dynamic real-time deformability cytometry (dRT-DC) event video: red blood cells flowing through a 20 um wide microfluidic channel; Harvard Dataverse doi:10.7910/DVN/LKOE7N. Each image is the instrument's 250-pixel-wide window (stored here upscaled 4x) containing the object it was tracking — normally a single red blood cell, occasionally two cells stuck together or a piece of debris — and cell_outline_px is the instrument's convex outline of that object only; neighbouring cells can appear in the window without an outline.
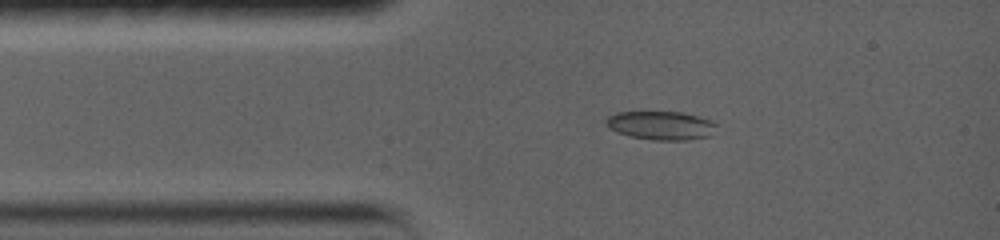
{"species": "common noctule bat (a hibernating species)", "species_latin": "Nyctalus noctula", "temperature_condition": "warm", "stored_images_in_passage": 47, "camera_frame_rate_fps": 5000, "um_per_image_px": 0.085, "animal": {"sex": "female", "body_mass_g": 19.0, "forearm_length_mm": 56.7}, "frame": {"image": 1, "passage_image": 6, "time_ms": 2.0, "image_size_px": [1000, 240], "cell_outline_px": [[716, 124], [712, 136], [688, 140], [652, 140], [628, 136], [616, 132], [608, 128], [604, 124], [604, 120], [608, 116], [616, 112], [684, 112], [712, 120]], "centroid_in_image_um": [56.16, 10.67], "position_along_channel_um": 28.8, "area_um2": 18.79}}
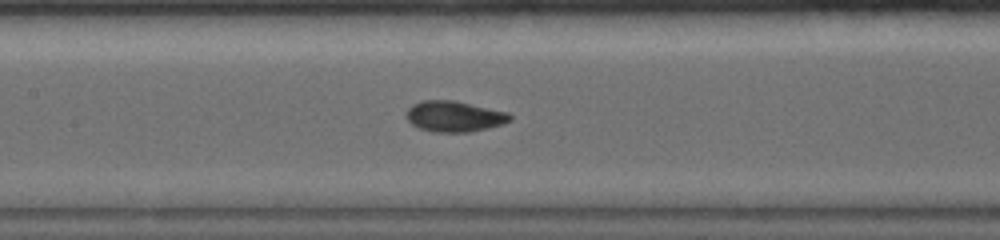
{"frame": {"image": 2, "passage_image": 21, "time_ms": 6.2, "image_size_px": [1000, 240], "cell_outline_px": [[512, 120], [504, 124], [488, 128], [468, 132], [432, 132], [420, 128], [412, 124], [404, 116], [408, 108], [412, 104], [420, 100], [456, 100], [508, 112], [512, 116]], "centroid_in_image_um": [38.61, 9.88], "position_along_channel_um": 168.8, "area_um2": 18.9}}
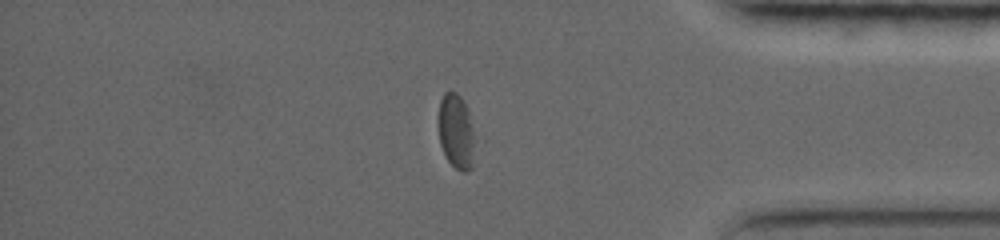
{"frame": {"image": 3, "passage_image": 36, "time_ms": 12.8, "image_size_px": [1000, 240], "cell_outline_px": [[484, 140], [472, 168], [468, 172], [460, 172], [448, 160], [440, 144], [436, 120], [440, 100], [444, 92], [456, 92], [460, 96], [468, 108]], "centroid_in_image_um": [38.94, 11.23], "position_along_channel_um": 396.3, "area_um2": 18.32}, "authors_computed_cell_mechanics": {"area_um2": 18.8428, "velocity_mm_per_s": 3.7444, "shape_relaxation_time_tau1_ms": 9.1423, "shape_relaxation_time_tau2_ms": 1.8728, "deformation_change_tau1": 0.1757, "deformation_change_tau2": 0.0615}}